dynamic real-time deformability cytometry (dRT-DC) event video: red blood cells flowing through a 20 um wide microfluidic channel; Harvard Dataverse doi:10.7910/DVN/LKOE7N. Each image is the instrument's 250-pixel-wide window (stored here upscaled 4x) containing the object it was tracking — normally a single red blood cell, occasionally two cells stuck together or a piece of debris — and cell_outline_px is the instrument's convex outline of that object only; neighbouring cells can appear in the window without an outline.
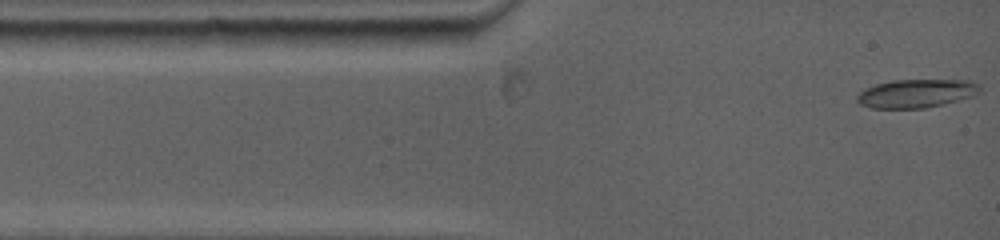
{"species": "common noctule bat (a hibernating species)", "species_latin": "Nyctalus noctula", "temperature_condition": "warm", "stored_images_in_passage": 32, "camera_frame_rate_fps": 5000, "um_per_image_px": 0.085, "animal": {"sex": "female", "body_mass_g": 19.0, "forearm_length_mm": 53.3}, "frame": {"image": 1, "passage_image": 1, "time_ms": 0.0, "image_size_px": [1000, 240], "cell_outline_px": [[980, 92], [972, 96], [960, 100], [944, 104], [924, 108], [868, 108], [860, 104], [856, 100], [856, 96], [864, 88], [876, 84], [892, 80], [968, 80], [980, 84]], "centroid_in_image_um": [77.87, 7.94], "position_along_channel_um": 7.1, "area_um2": 20.52}}
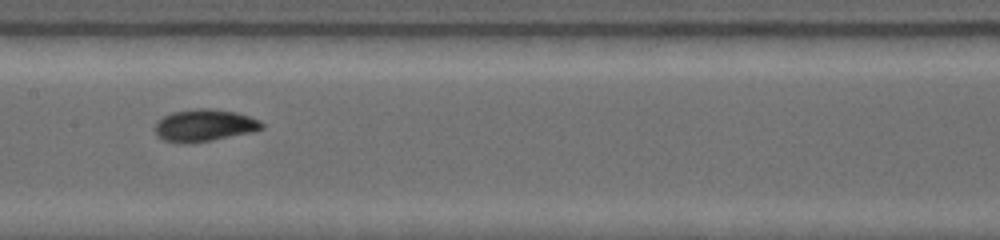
{"frame": {"image": 2, "passage_image": 19, "time_ms": 5.8, "image_size_px": [1000, 240], "cell_outline_px": [[264, 128], [252, 132], [212, 140], [180, 144], [164, 140], [156, 136], [156, 124], [164, 116], [172, 112], [192, 108], [212, 108], [236, 112], [260, 120], [264, 124]], "centroid_in_image_um": [17.38, 10.65], "position_along_channel_um": 190.0, "area_um2": 20.06}}
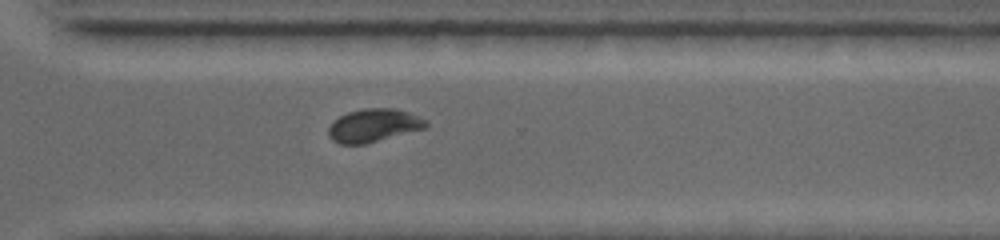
{"frame": {"image": 3, "passage_image": 32, "time_ms": 9.6, "image_size_px": [1000, 240], "cell_outline_px": [[428, 128], [364, 144], [340, 144], [332, 140], [328, 136], [328, 128], [332, 120], [348, 112], [364, 108], [392, 108], [408, 112], [424, 120], [428, 124]], "centroid_in_image_um": [31.72, 10.67], "position_along_channel_um": 338.9, "area_um2": 18.84}}